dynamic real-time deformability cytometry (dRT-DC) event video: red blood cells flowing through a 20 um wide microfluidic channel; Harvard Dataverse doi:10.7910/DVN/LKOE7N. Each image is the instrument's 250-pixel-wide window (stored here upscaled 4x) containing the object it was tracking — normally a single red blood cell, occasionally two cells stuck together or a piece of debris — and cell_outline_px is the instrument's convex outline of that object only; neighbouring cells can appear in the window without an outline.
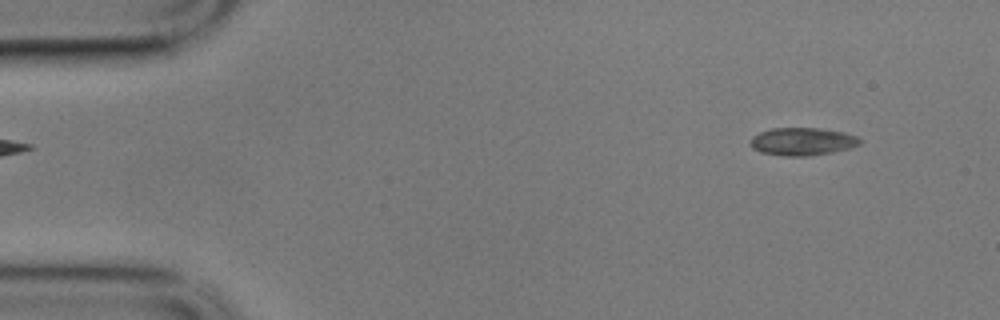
{"species": "common noctule bat (a hibernating species)", "species_latin": "Nyctalus noctula", "temperature_condition": "cold", "stored_images_in_passage": 3, "camera_frame_rate_fps": 3000, "um_per_image_px": 0.085, "animal": {"sex": "male", "body_mass_g": 17.9}, "frame": {"image": 1, "passage_image": 1, "time_ms": 0.0, "image_size_px": [1000, 320], "cell_outline_px": [[860, 144], [848, 148], [832, 152], [808, 156], [784, 156], [760, 152], [752, 148], [748, 144], [752, 136], [760, 132], [772, 128], [820, 128], [844, 132], [856, 136], [860, 140]], "centroid_in_image_um": [68.15, 12.03], "position_along_channel_um": 16.9, "area_um2": 17.74}}